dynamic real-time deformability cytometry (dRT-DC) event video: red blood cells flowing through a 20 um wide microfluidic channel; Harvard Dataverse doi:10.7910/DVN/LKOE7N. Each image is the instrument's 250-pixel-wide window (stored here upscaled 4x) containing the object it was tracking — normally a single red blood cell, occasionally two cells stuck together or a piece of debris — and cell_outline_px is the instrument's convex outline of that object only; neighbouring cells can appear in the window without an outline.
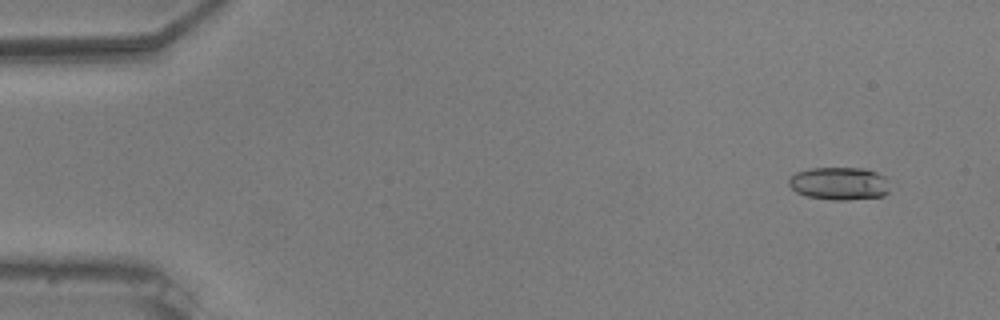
{"species": "common noctule bat (a hibernating species)", "species_latin": "Nyctalus noctula", "temperature_condition": "warm", "stored_images_in_passage": 56, "camera_frame_rate_fps": 3000, "um_per_image_px": 0.085, "animal": {"sex": "male", "body_mass_g": 20.5, "forearm_length_mm": 52.5}, "frame": {"image": 1, "passage_image": 5, "time_ms": 1.333, "image_size_px": [1000, 320], "cell_outline_px": [[888, 192], [884, 196], [848, 200], [832, 200], [804, 196], [796, 192], [788, 184], [788, 180], [796, 172], [812, 168], [864, 168], [876, 172], [884, 176], [888, 180]], "centroid_in_image_um": [71.34, 15.6], "position_along_channel_um": 13.7, "area_um2": 19.48}}
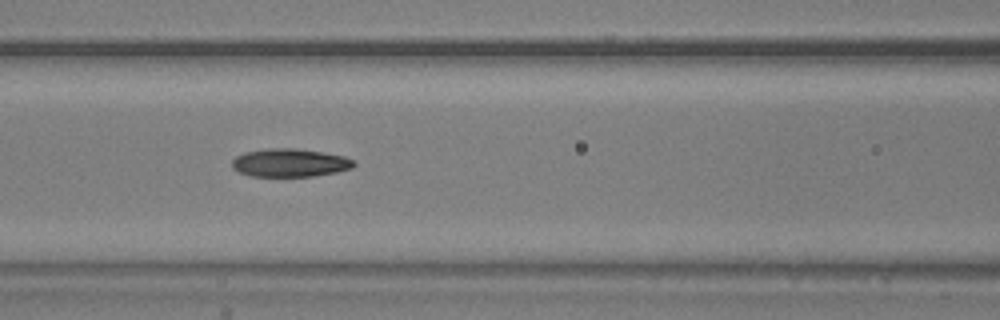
{"frame": {"image": 2, "passage_image": 25, "time_ms": 8.0, "image_size_px": [1000, 320], "cell_outline_px": [[356, 164], [352, 168], [336, 172], [312, 176], [252, 176], [240, 172], [232, 168], [232, 160], [236, 156], [244, 152], [264, 148], [296, 148], [344, 156], [352, 160]], "centroid_in_image_um": [24.61, 13.83], "position_along_channel_um": 142.0, "area_um2": 19.94}}
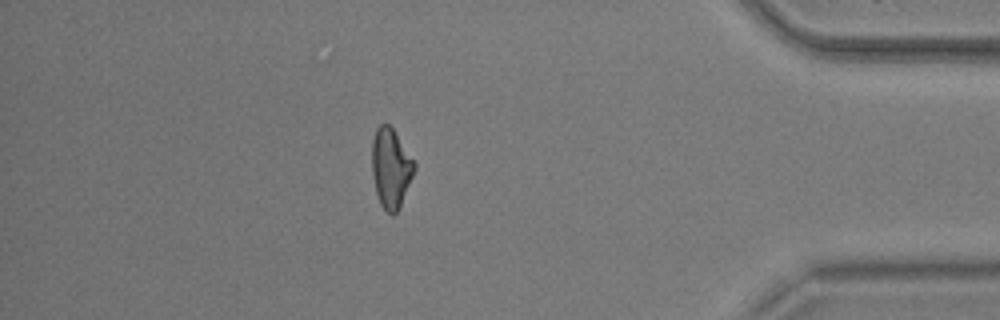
{"frame": {"image": 3, "passage_image": 49, "time_ms": 16.0, "image_size_px": [1000, 320], "cell_outline_px": [[416, 168], [400, 208], [392, 216], [380, 204], [376, 192], [372, 176], [372, 140], [376, 128], [380, 124], [388, 124], [392, 128], [416, 164]], "centroid_in_image_um": [33.21, 14.31], "position_along_channel_um": 402.0, "area_um2": 19.59}, "authors_computed_cell_mechanics": {"area_um2": 19.8543, "velocity_mm_per_s": 3.7216, "shape_relaxation_time_tau1_ms": 7.474, "shape_relaxation_time_tau2_ms": 3.5177, "deformation_change_tau1": 0.1798, "deformation_change_tau2": 0.1104}}